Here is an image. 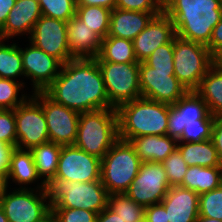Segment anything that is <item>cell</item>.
<instances>
[{"label":"cell","instance_id":"cell-1","mask_svg":"<svg viewBox=\"0 0 222 222\" xmlns=\"http://www.w3.org/2000/svg\"><path fill=\"white\" fill-rule=\"evenodd\" d=\"M56 103L78 113L114 108L96 58L71 59L44 90Z\"/></svg>","mask_w":222,"mask_h":222},{"label":"cell","instance_id":"cell-2","mask_svg":"<svg viewBox=\"0 0 222 222\" xmlns=\"http://www.w3.org/2000/svg\"><path fill=\"white\" fill-rule=\"evenodd\" d=\"M163 11L178 37L207 46L222 19V0H163Z\"/></svg>","mask_w":222,"mask_h":222},{"label":"cell","instance_id":"cell-3","mask_svg":"<svg viewBox=\"0 0 222 222\" xmlns=\"http://www.w3.org/2000/svg\"><path fill=\"white\" fill-rule=\"evenodd\" d=\"M214 120L207 103L195 91H188L169 105L166 135L178 142L208 140L211 139Z\"/></svg>","mask_w":222,"mask_h":222},{"label":"cell","instance_id":"cell-4","mask_svg":"<svg viewBox=\"0 0 222 222\" xmlns=\"http://www.w3.org/2000/svg\"><path fill=\"white\" fill-rule=\"evenodd\" d=\"M116 110L121 140L129 142L139 136L167 134L169 104L139 97Z\"/></svg>","mask_w":222,"mask_h":222},{"label":"cell","instance_id":"cell-5","mask_svg":"<svg viewBox=\"0 0 222 222\" xmlns=\"http://www.w3.org/2000/svg\"><path fill=\"white\" fill-rule=\"evenodd\" d=\"M118 139L116 108L80 113L74 146L102 159Z\"/></svg>","mask_w":222,"mask_h":222},{"label":"cell","instance_id":"cell-6","mask_svg":"<svg viewBox=\"0 0 222 222\" xmlns=\"http://www.w3.org/2000/svg\"><path fill=\"white\" fill-rule=\"evenodd\" d=\"M51 208L84 209L100 213L108 204V192L101 180L70 182L53 179L46 185Z\"/></svg>","mask_w":222,"mask_h":222},{"label":"cell","instance_id":"cell-7","mask_svg":"<svg viewBox=\"0 0 222 222\" xmlns=\"http://www.w3.org/2000/svg\"><path fill=\"white\" fill-rule=\"evenodd\" d=\"M141 163L130 142L118 139L101 159V181L108 194L125 193Z\"/></svg>","mask_w":222,"mask_h":222},{"label":"cell","instance_id":"cell-8","mask_svg":"<svg viewBox=\"0 0 222 222\" xmlns=\"http://www.w3.org/2000/svg\"><path fill=\"white\" fill-rule=\"evenodd\" d=\"M174 75L187 88L195 91L202 78L214 65V57L206 45L174 37Z\"/></svg>","mask_w":222,"mask_h":222},{"label":"cell","instance_id":"cell-9","mask_svg":"<svg viewBox=\"0 0 222 222\" xmlns=\"http://www.w3.org/2000/svg\"><path fill=\"white\" fill-rule=\"evenodd\" d=\"M0 206L9 222H47L51 218L46 189H14L2 196Z\"/></svg>","mask_w":222,"mask_h":222},{"label":"cell","instance_id":"cell-10","mask_svg":"<svg viewBox=\"0 0 222 222\" xmlns=\"http://www.w3.org/2000/svg\"><path fill=\"white\" fill-rule=\"evenodd\" d=\"M101 70L109 103L120 105L136 100L141 95L139 63L97 61Z\"/></svg>","mask_w":222,"mask_h":222},{"label":"cell","instance_id":"cell-11","mask_svg":"<svg viewBox=\"0 0 222 222\" xmlns=\"http://www.w3.org/2000/svg\"><path fill=\"white\" fill-rule=\"evenodd\" d=\"M32 95L42 104L49 141L61 146L73 145L78 130L80 113L56 103L44 91Z\"/></svg>","mask_w":222,"mask_h":222},{"label":"cell","instance_id":"cell-12","mask_svg":"<svg viewBox=\"0 0 222 222\" xmlns=\"http://www.w3.org/2000/svg\"><path fill=\"white\" fill-rule=\"evenodd\" d=\"M15 119L16 148L30 150L34 146L49 142L42 104L33 95L15 108Z\"/></svg>","mask_w":222,"mask_h":222},{"label":"cell","instance_id":"cell-13","mask_svg":"<svg viewBox=\"0 0 222 222\" xmlns=\"http://www.w3.org/2000/svg\"><path fill=\"white\" fill-rule=\"evenodd\" d=\"M170 187L161 163L143 162L125 194L146 208L161 203Z\"/></svg>","mask_w":222,"mask_h":222},{"label":"cell","instance_id":"cell-14","mask_svg":"<svg viewBox=\"0 0 222 222\" xmlns=\"http://www.w3.org/2000/svg\"><path fill=\"white\" fill-rule=\"evenodd\" d=\"M139 79L142 97L157 102L171 105L188 92L174 70H156L145 62L139 63Z\"/></svg>","mask_w":222,"mask_h":222},{"label":"cell","instance_id":"cell-15","mask_svg":"<svg viewBox=\"0 0 222 222\" xmlns=\"http://www.w3.org/2000/svg\"><path fill=\"white\" fill-rule=\"evenodd\" d=\"M54 179L70 182L101 180V159L74 145L62 146Z\"/></svg>","mask_w":222,"mask_h":222},{"label":"cell","instance_id":"cell-16","mask_svg":"<svg viewBox=\"0 0 222 222\" xmlns=\"http://www.w3.org/2000/svg\"><path fill=\"white\" fill-rule=\"evenodd\" d=\"M28 38L29 43L55 57L62 64L72 59L67 41V22L41 16Z\"/></svg>","mask_w":222,"mask_h":222},{"label":"cell","instance_id":"cell-17","mask_svg":"<svg viewBox=\"0 0 222 222\" xmlns=\"http://www.w3.org/2000/svg\"><path fill=\"white\" fill-rule=\"evenodd\" d=\"M30 44L20 48L24 76L32 81L33 92L44 91L59 75L62 63Z\"/></svg>","mask_w":222,"mask_h":222},{"label":"cell","instance_id":"cell-18","mask_svg":"<svg viewBox=\"0 0 222 222\" xmlns=\"http://www.w3.org/2000/svg\"><path fill=\"white\" fill-rule=\"evenodd\" d=\"M176 36L171 18L163 11L154 16L134 39L133 47L137 61L144 62L159 46L169 43Z\"/></svg>","mask_w":222,"mask_h":222},{"label":"cell","instance_id":"cell-19","mask_svg":"<svg viewBox=\"0 0 222 222\" xmlns=\"http://www.w3.org/2000/svg\"><path fill=\"white\" fill-rule=\"evenodd\" d=\"M161 203L168 222H196L199 217V195L181 186H171Z\"/></svg>","mask_w":222,"mask_h":222},{"label":"cell","instance_id":"cell-20","mask_svg":"<svg viewBox=\"0 0 222 222\" xmlns=\"http://www.w3.org/2000/svg\"><path fill=\"white\" fill-rule=\"evenodd\" d=\"M42 16L38 0H16L10 10L6 22L0 28L1 38H9L17 35L31 34L37 20Z\"/></svg>","mask_w":222,"mask_h":222},{"label":"cell","instance_id":"cell-21","mask_svg":"<svg viewBox=\"0 0 222 222\" xmlns=\"http://www.w3.org/2000/svg\"><path fill=\"white\" fill-rule=\"evenodd\" d=\"M67 41L72 59L96 58L102 39L76 16L67 22Z\"/></svg>","mask_w":222,"mask_h":222},{"label":"cell","instance_id":"cell-22","mask_svg":"<svg viewBox=\"0 0 222 222\" xmlns=\"http://www.w3.org/2000/svg\"><path fill=\"white\" fill-rule=\"evenodd\" d=\"M162 12L127 11L115 8L111 12L107 36L119 37L133 41L146 28L150 20Z\"/></svg>","mask_w":222,"mask_h":222},{"label":"cell","instance_id":"cell-23","mask_svg":"<svg viewBox=\"0 0 222 222\" xmlns=\"http://www.w3.org/2000/svg\"><path fill=\"white\" fill-rule=\"evenodd\" d=\"M134 147L141 162L162 163L176 148L178 141L168 135H146L132 138Z\"/></svg>","mask_w":222,"mask_h":222},{"label":"cell","instance_id":"cell-24","mask_svg":"<svg viewBox=\"0 0 222 222\" xmlns=\"http://www.w3.org/2000/svg\"><path fill=\"white\" fill-rule=\"evenodd\" d=\"M61 147V145L49 141L30 149L37 173L40 179L43 178L41 183H38L37 189H46V185L54 179L58 168Z\"/></svg>","mask_w":222,"mask_h":222},{"label":"cell","instance_id":"cell-25","mask_svg":"<svg viewBox=\"0 0 222 222\" xmlns=\"http://www.w3.org/2000/svg\"><path fill=\"white\" fill-rule=\"evenodd\" d=\"M8 179L18 183L20 188H28L25 185L39 181L40 177L34 164V159L30 150L14 148L10 155ZM24 184V185H23ZM24 187H23V186Z\"/></svg>","mask_w":222,"mask_h":222},{"label":"cell","instance_id":"cell-26","mask_svg":"<svg viewBox=\"0 0 222 222\" xmlns=\"http://www.w3.org/2000/svg\"><path fill=\"white\" fill-rule=\"evenodd\" d=\"M177 148L188 166L222 167L211 139L201 142H179Z\"/></svg>","mask_w":222,"mask_h":222},{"label":"cell","instance_id":"cell-27","mask_svg":"<svg viewBox=\"0 0 222 222\" xmlns=\"http://www.w3.org/2000/svg\"><path fill=\"white\" fill-rule=\"evenodd\" d=\"M222 184V167L189 166L179 185L198 195L216 189Z\"/></svg>","mask_w":222,"mask_h":222},{"label":"cell","instance_id":"cell-28","mask_svg":"<svg viewBox=\"0 0 222 222\" xmlns=\"http://www.w3.org/2000/svg\"><path fill=\"white\" fill-rule=\"evenodd\" d=\"M195 92L207 103L213 116L222 115V69L214 64L202 78Z\"/></svg>","mask_w":222,"mask_h":222},{"label":"cell","instance_id":"cell-29","mask_svg":"<svg viewBox=\"0 0 222 222\" xmlns=\"http://www.w3.org/2000/svg\"><path fill=\"white\" fill-rule=\"evenodd\" d=\"M96 60L113 63H139L134 54L133 41L113 36H106L102 39L101 50Z\"/></svg>","mask_w":222,"mask_h":222},{"label":"cell","instance_id":"cell-30","mask_svg":"<svg viewBox=\"0 0 222 222\" xmlns=\"http://www.w3.org/2000/svg\"><path fill=\"white\" fill-rule=\"evenodd\" d=\"M111 12L112 10L100 6L76 5L75 16L104 39L109 32Z\"/></svg>","mask_w":222,"mask_h":222},{"label":"cell","instance_id":"cell-31","mask_svg":"<svg viewBox=\"0 0 222 222\" xmlns=\"http://www.w3.org/2000/svg\"><path fill=\"white\" fill-rule=\"evenodd\" d=\"M107 207L119 215L124 222H140L145 218V207L125 193L110 194Z\"/></svg>","mask_w":222,"mask_h":222},{"label":"cell","instance_id":"cell-32","mask_svg":"<svg viewBox=\"0 0 222 222\" xmlns=\"http://www.w3.org/2000/svg\"><path fill=\"white\" fill-rule=\"evenodd\" d=\"M4 41H0V78L16 80L24 76L21 49L16 43L6 45Z\"/></svg>","mask_w":222,"mask_h":222},{"label":"cell","instance_id":"cell-33","mask_svg":"<svg viewBox=\"0 0 222 222\" xmlns=\"http://www.w3.org/2000/svg\"><path fill=\"white\" fill-rule=\"evenodd\" d=\"M42 16L68 22L75 16V0H38Z\"/></svg>","mask_w":222,"mask_h":222},{"label":"cell","instance_id":"cell-34","mask_svg":"<svg viewBox=\"0 0 222 222\" xmlns=\"http://www.w3.org/2000/svg\"><path fill=\"white\" fill-rule=\"evenodd\" d=\"M13 79L0 78V109H15L21 105L29 96L21 94L19 91L23 89L24 82Z\"/></svg>","mask_w":222,"mask_h":222},{"label":"cell","instance_id":"cell-35","mask_svg":"<svg viewBox=\"0 0 222 222\" xmlns=\"http://www.w3.org/2000/svg\"><path fill=\"white\" fill-rule=\"evenodd\" d=\"M199 217L222 221V184L199 195Z\"/></svg>","mask_w":222,"mask_h":222},{"label":"cell","instance_id":"cell-36","mask_svg":"<svg viewBox=\"0 0 222 222\" xmlns=\"http://www.w3.org/2000/svg\"><path fill=\"white\" fill-rule=\"evenodd\" d=\"M161 164L165 169L170 186H179L189 167L179 149L176 148Z\"/></svg>","mask_w":222,"mask_h":222},{"label":"cell","instance_id":"cell-37","mask_svg":"<svg viewBox=\"0 0 222 222\" xmlns=\"http://www.w3.org/2000/svg\"><path fill=\"white\" fill-rule=\"evenodd\" d=\"M173 50L174 38L159 46L144 62L156 70H174Z\"/></svg>","mask_w":222,"mask_h":222},{"label":"cell","instance_id":"cell-38","mask_svg":"<svg viewBox=\"0 0 222 222\" xmlns=\"http://www.w3.org/2000/svg\"><path fill=\"white\" fill-rule=\"evenodd\" d=\"M97 213L84 209L51 208L54 222H96Z\"/></svg>","mask_w":222,"mask_h":222},{"label":"cell","instance_id":"cell-39","mask_svg":"<svg viewBox=\"0 0 222 222\" xmlns=\"http://www.w3.org/2000/svg\"><path fill=\"white\" fill-rule=\"evenodd\" d=\"M0 141L16 148L15 109H0Z\"/></svg>","mask_w":222,"mask_h":222},{"label":"cell","instance_id":"cell-40","mask_svg":"<svg viewBox=\"0 0 222 222\" xmlns=\"http://www.w3.org/2000/svg\"><path fill=\"white\" fill-rule=\"evenodd\" d=\"M115 8L127 11L163 12V0H116Z\"/></svg>","mask_w":222,"mask_h":222},{"label":"cell","instance_id":"cell-41","mask_svg":"<svg viewBox=\"0 0 222 222\" xmlns=\"http://www.w3.org/2000/svg\"><path fill=\"white\" fill-rule=\"evenodd\" d=\"M145 218L148 222H168L166 210L162 203L153 204L145 208Z\"/></svg>","mask_w":222,"mask_h":222},{"label":"cell","instance_id":"cell-42","mask_svg":"<svg viewBox=\"0 0 222 222\" xmlns=\"http://www.w3.org/2000/svg\"><path fill=\"white\" fill-rule=\"evenodd\" d=\"M211 140L216 148L218 157L222 162V115L215 116V120L212 127Z\"/></svg>","mask_w":222,"mask_h":222},{"label":"cell","instance_id":"cell-43","mask_svg":"<svg viewBox=\"0 0 222 222\" xmlns=\"http://www.w3.org/2000/svg\"><path fill=\"white\" fill-rule=\"evenodd\" d=\"M207 47L213 57L222 51V19L213 28L212 37Z\"/></svg>","mask_w":222,"mask_h":222},{"label":"cell","instance_id":"cell-44","mask_svg":"<svg viewBox=\"0 0 222 222\" xmlns=\"http://www.w3.org/2000/svg\"><path fill=\"white\" fill-rule=\"evenodd\" d=\"M13 146L0 141V171L8 172Z\"/></svg>","mask_w":222,"mask_h":222},{"label":"cell","instance_id":"cell-45","mask_svg":"<svg viewBox=\"0 0 222 222\" xmlns=\"http://www.w3.org/2000/svg\"><path fill=\"white\" fill-rule=\"evenodd\" d=\"M77 5L100 6L113 10L115 9L116 0H79Z\"/></svg>","mask_w":222,"mask_h":222},{"label":"cell","instance_id":"cell-46","mask_svg":"<svg viewBox=\"0 0 222 222\" xmlns=\"http://www.w3.org/2000/svg\"><path fill=\"white\" fill-rule=\"evenodd\" d=\"M96 222H124L119 215L106 207L103 211L97 214Z\"/></svg>","mask_w":222,"mask_h":222},{"label":"cell","instance_id":"cell-47","mask_svg":"<svg viewBox=\"0 0 222 222\" xmlns=\"http://www.w3.org/2000/svg\"><path fill=\"white\" fill-rule=\"evenodd\" d=\"M16 3V0H0V28L6 22L7 16Z\"/></svg>","mask_w":222,"mask_h":222},{"label":"cell","instance_id":"cell-48","mask_svg":"<svg viewBox=\"0 0 222 222\" xmlns=\"http://www.w3.org/2000/svg\"><path fill=\"white\" fill-rule=\"evenodd\" d=\"M9 179H8V174L6 172L0 171V199L2 196L8 192V187H9Z\"/></svg>","mask_w":222,"mask_h":222},{"label":"cell","instance_id":"cell-49","mask_svg":"<svg viewBox=\"0 0 222 222\" xmlns=\"http://www.w3.org/2000/svg\"><path fill=\"white\" fill-rule=\"evenodd\" d=\"M214 64L222 69V51H220L215 57H214Z\"/></svg>","mask_w":222,"mask_h":222},{"label":"cell","instance_id":"cell-50","mask_svg":"<svg viewBox=\"0 0 222 222\" xmlns=\"http://www.w3.org/2000/svg\"><path fill=\"white\" fill-rule=\"evenodd\" d=\"M196 222H222L220 220L210 219L207 217H198V220Z\"/></svg>","mask_w":222,"mask_h":222},{"label":"cell","instance_id":"cell-51","mask_svg":"<svg viewBox=\"0 0 222 222\" xmlns=\"http://www.w3.org/2000/svg\"><path fill=\"white\" fill-rule=\"evenodd\" d=\"M0 222H9L1 206H0Z\"/></svg>","mask_w":222,"mask_h":222},{"label":"cell","instance_id":"cell-52","mask_svg":"<svg viewBox=\"0 0 222 222\" xmlns=\"http://www.w3.org/2000/svg\"><path fill=\"white\" fill-rule=\"evenodd\" d=\"M140 222H148L147 220H146V218H144L142 221H140Z\"/></svg>","mask_w":222,"mask_h":222},{"label":"cell","instance_id":"cell-53","mask_svg":"<svg viewBox=\"0 0 222 222\" xmlns=\"http://www.w3.org/2000/svg\"><path fill=\"white\" fill-rule=\"evenodd\" d=\"M47 222H54L51 218Z\"/></svg>","mask_w":222,"mask_h":222}]
</instances>
